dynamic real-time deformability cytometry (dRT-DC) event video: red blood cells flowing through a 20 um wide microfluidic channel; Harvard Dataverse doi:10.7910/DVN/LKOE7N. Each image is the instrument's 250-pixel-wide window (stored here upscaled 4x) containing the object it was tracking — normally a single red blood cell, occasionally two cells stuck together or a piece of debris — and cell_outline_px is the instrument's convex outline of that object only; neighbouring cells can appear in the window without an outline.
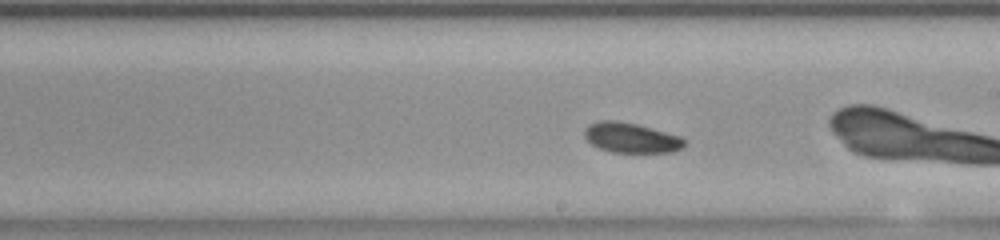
{"species": "common noctule bat (a hibernating species)", "species_latin": "Nyctalus noctula", "temperature_condition": "room temperature", "stored_images_in_passage": 39, "camera_frame_rate_fps": 3000, "um_per_image_px": 0.085, "animal": {"sex": "female", "body_mass_g": 23.0, "forearm_length_mm": 53.4}, "frame": {"image": 1, "passage_image": 16, "time_ms": 5.0, "image_size_px": [1000, 240], "cell_outline_px": [[684, 144], [680, 148], [672, 152], [612, 152], [600, 148], [592, 144], [584, 136], [584, 132], [588, 124], [600, 120], [616, 120], [636, 124], [680, 136], [684, 140]], "centroid_in_image_um": [53.6, 11.7], "position_along_channel_um": 235.4, "area_um2": 17.22}}
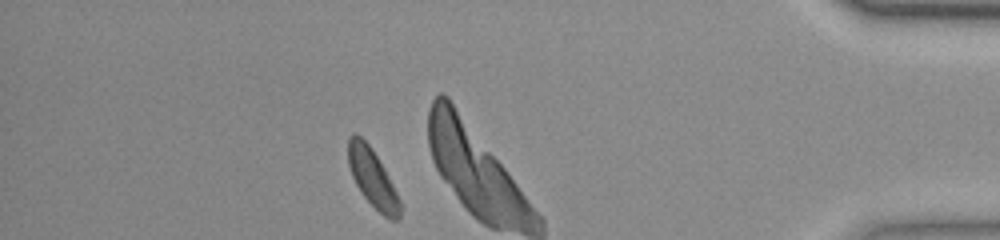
{"frame": {"image": 2, "passage_image": 33, "time_ms": 10.667, "image_size_px": [1000, 240], "cell_outline_px": [[400, 220], [388, 220], [364, 196], [356, 184], [352, 176], [348, 164], [348, 136], [352, 132], [356, 132], [368, 144], [376, 156], [388, 176], [400, 200]], "centroid_in_image_um": [31.65, 15.12], "position_along_channel_um": 403.6, "area_um2": 17.22}, "authors_computed_cell_mechanics": {"area_um2": 17.34, "velocity_mm_per_s": 3.8368, "shape_relaxation_time_tau1_ms": 3.5876, "shape_relaxation_time_tau2_ms": 7.3644, "deformation_change_tau1": 0.0561, "deformation_change_tau2": 0.1142}}